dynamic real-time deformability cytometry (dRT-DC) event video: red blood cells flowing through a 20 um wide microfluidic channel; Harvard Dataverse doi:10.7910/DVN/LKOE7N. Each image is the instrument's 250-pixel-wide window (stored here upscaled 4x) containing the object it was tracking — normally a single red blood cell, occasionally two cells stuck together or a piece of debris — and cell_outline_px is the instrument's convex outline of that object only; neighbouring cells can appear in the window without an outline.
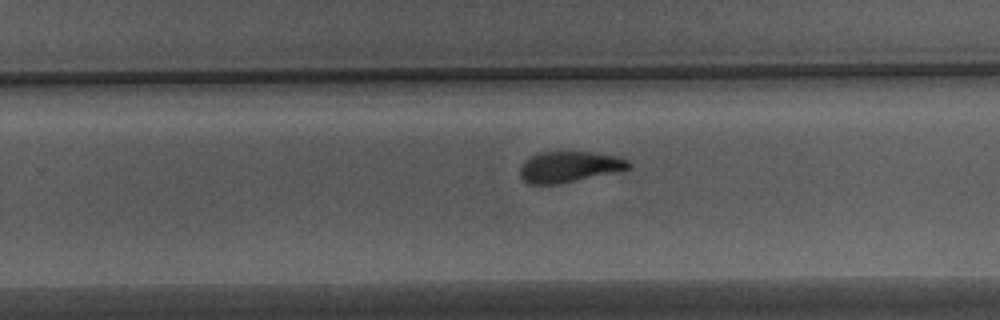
{"species": "Egyptian fruit bat (a non-hibernating species)", "species_latin": "Rousettus aegyptiacus", "temperature_condition": "warm", "stored_images_in_passage": 28, "camera_frame_rate_fps": 3000, "um_per_image_px": 0.085, "animal": {"sex": "male"}, "frame": {"image": 1, "passage_image": 20, "time_ms": 6.333, "image_size_px": [1000, 320], "cell_outline_px": [[632, 168], [620, 172], [560, 184], [528, 184], [520, 176], [520, 168], [532, 156], [540, 152], [592, 152], [616, 156], [628, 160], [632, 164]], "centroid_in_image_um": [48.47, 14.2], "position_along_channel_um": 281.3, "area_um2": 19.71}}
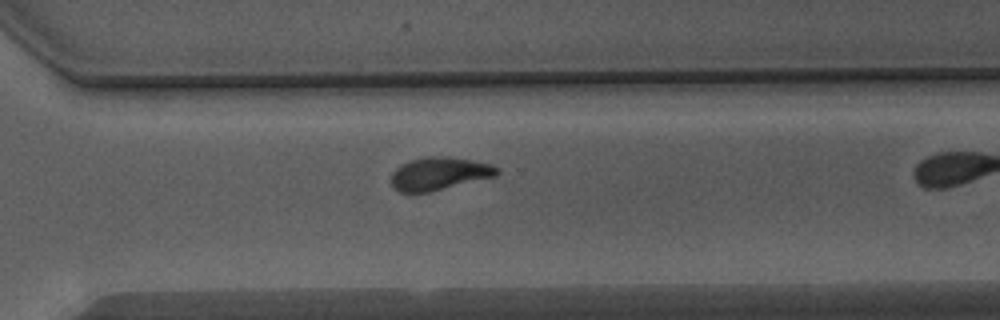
{"frame": {"image": 2, "passage_image": 24, "time_ms": 7.667, "image_size_px": [1000, 320], "cell_outline_px": [[500, 172], [496, 176], [432, 192], [400, 192], [392, 184], [392, 172], [400, 164], [412, 160], [428, 156], [444, 156], [472, 160], [492, 164], [500, 168]], "centroid_in_image_um": [37.38, 14.76], "position_along_channel_um": 333.2, "area_um2": 20.35}}